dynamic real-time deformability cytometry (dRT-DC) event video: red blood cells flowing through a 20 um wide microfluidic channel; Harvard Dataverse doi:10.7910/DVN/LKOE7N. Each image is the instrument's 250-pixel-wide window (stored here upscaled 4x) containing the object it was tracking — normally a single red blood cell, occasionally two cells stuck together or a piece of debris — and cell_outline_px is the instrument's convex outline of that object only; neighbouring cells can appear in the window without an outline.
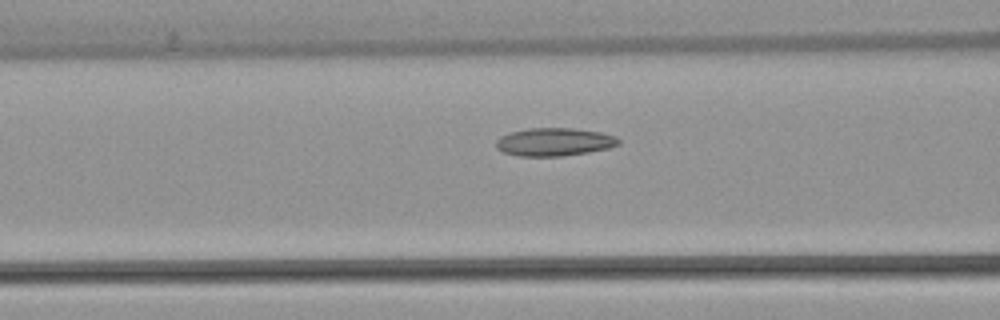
{"species": "common noctule bat (a hibernating species)", "species_latin": "Nyctalus noctula", "temperature_condition": "warm", "stored_images_in_passage": 44, "camera_frame_rate_fps": 3000, "um_per_image_px": 0.085, "animal": {"sex": "female", "body_mass_g": 22.7, "forearm_length_mm": 54.2}, "frame": {"image": 1, "passage_image": 17, "time_ms": 5.333, "image_size_px": [1000, 320], "cell_outline_px": [[620, 144], [608, 148], [588, 152], [560, 156], [520, 156], [504, 152], [496, 148], [496, 140], [500, 136], [512, 132], [528, 128], [572, 128], [600, 132], [616, 136], [620, 140]], "centroid_in_image_um": [47.12, 12.06], "position_along_channel_um": 119.5, "area_um2": 19.94}}
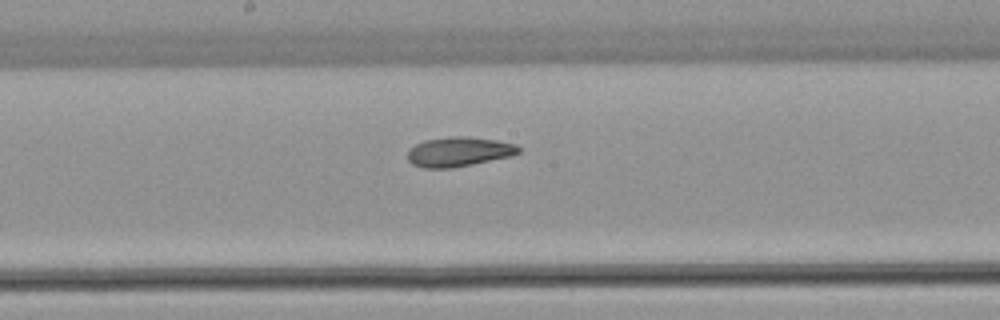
{"frame": {"image": 2, "passage_image": 24, "time_ms": 7.667, "image_size_px": [1000, 320], "cell_outline_px": [[520, 152], [512, 156], [452, 168], [424, 168], [412, 164], [408, 160], [408, 148], [424, 140], [452, 136], [468, 136], [496, 140], [516, 144], [520, 148]], "centroid_in_image_um": [38.99, 12.89], "position_along_channel_um": 209.2, "area_um2": 19.25}}
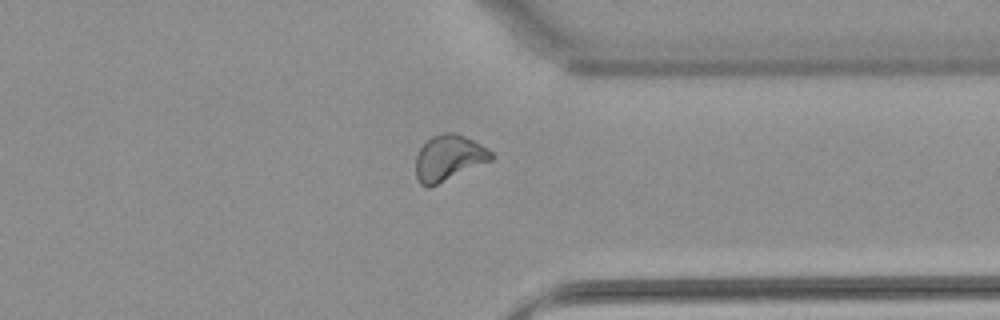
{"frame": {"image": 3, "passage_image": 37, "time_ms": 12.0, "image_size_px": [1000, 320], "cell_outline_px": [[492, 160], [428, 188], [420, 184], [416, 176], [416, 156], [420, 148], [432, 136], [444, 132], [456, 132], [480, 144], [492, 152]], "centroid_in_image_um": [38.12, 13.42], "position_along_channel_um": 373.3, "area_um2": 19.88}}